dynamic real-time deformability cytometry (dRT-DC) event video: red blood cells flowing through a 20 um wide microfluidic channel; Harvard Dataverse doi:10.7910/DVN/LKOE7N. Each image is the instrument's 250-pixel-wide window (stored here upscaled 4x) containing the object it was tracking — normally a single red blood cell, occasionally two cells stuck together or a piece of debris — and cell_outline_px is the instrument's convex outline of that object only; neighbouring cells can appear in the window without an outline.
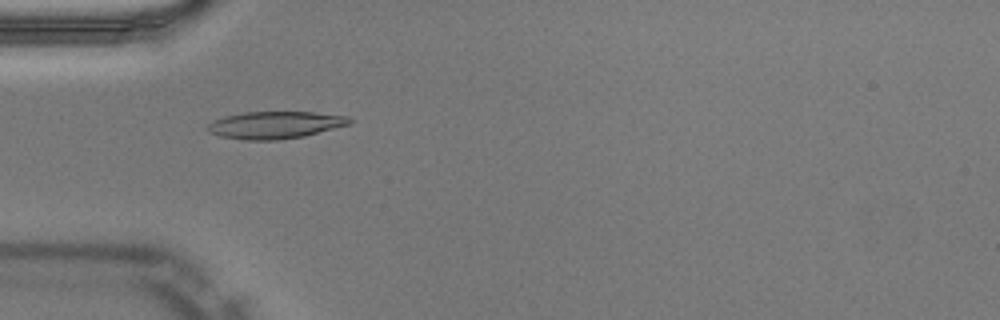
{"species": "Egyptian fruit bat (a non-hibernating species)", "species_latin": "Rousettus aegyptiacus", "temperature_condition": "warm", "stored_images_in_passage": 35, "camera_frame_rate_fps": 3000, "um_per_image_px": 0.085, "animal": {"sex": "male"}, "frame": {"image": 1, "passage_image": 1, "time_ms": 0.0, "image_size_px": [1000, 320], "cell_outline_px": [[352, 124], [304, 136], [276, 140], [248, 140], [220, 136], [208, 132], [204, 128], [212, 120], [224, 116], [244, 112], [312, 112], [348, 116], [352, 120]], "centroid_in_image_um": [23.36, 10.62], "position_along_channel_um": 61.6, "area_um2": 22.66}}
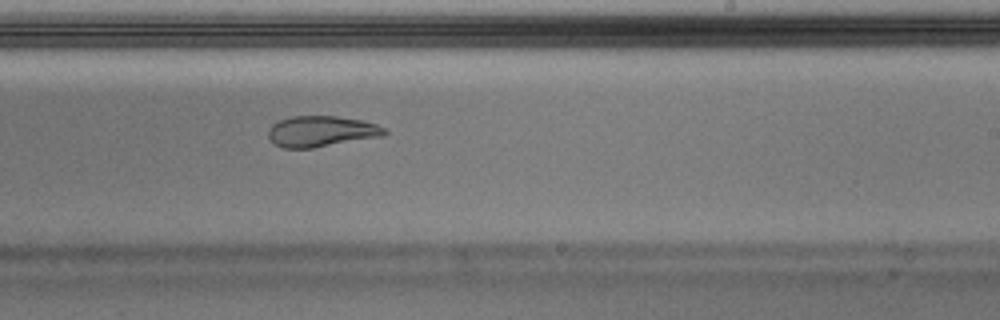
{"frame": {"image": 2, "passage_image": 16, "time_ms": 5.0, "image_size_px": [1000, 320], "cell_outline_px": [[388, 132], [384, 136], [312, 148], [284, 148], [276, 144], [268, 136], [268, 128], [272, 124], [288, 116], [336, 116], [360, 120], [376, 124], [388, 128]], "centroid_in_image_um": [27.33, 11.16], "position_along_channel_um": 261.7, "area_um2": 20.98}}
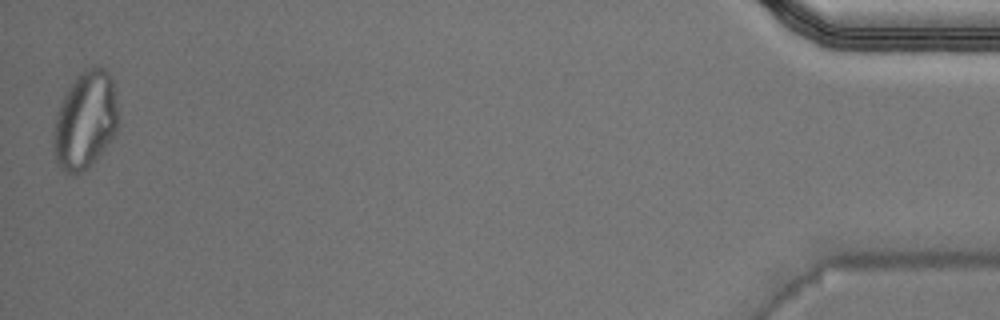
{"frame": {"image": 3, "passage_image": 35, "time_ms": 11.333, "image_size_px": [1000, 320], "cell_outline_px": [[116, 132], [96, 160], [88, 168], [76, 176], [72, 176], [64, 172], [56, 164], [52, 140], [56, 112], [68, 88], [76, 76], [84, 68], [96, 64], [104, 68], [112, 76], [116, 104]], "centroid_in_image_um": [7.21, 10.24], "position_along_channel_um": 428.0, "area_um2": 37.22}, "authors_computed_cell_mechanics": {"area_um2": 22.253, "velocity_mm_per_s": 4.0354, "shape_relaxation_time_tau1_ms": null, "shape_relaxation_time_tau2_ms": 2.2327, "deformation_change_tau1": null, "deformation_change_tau2": 0.0752}}